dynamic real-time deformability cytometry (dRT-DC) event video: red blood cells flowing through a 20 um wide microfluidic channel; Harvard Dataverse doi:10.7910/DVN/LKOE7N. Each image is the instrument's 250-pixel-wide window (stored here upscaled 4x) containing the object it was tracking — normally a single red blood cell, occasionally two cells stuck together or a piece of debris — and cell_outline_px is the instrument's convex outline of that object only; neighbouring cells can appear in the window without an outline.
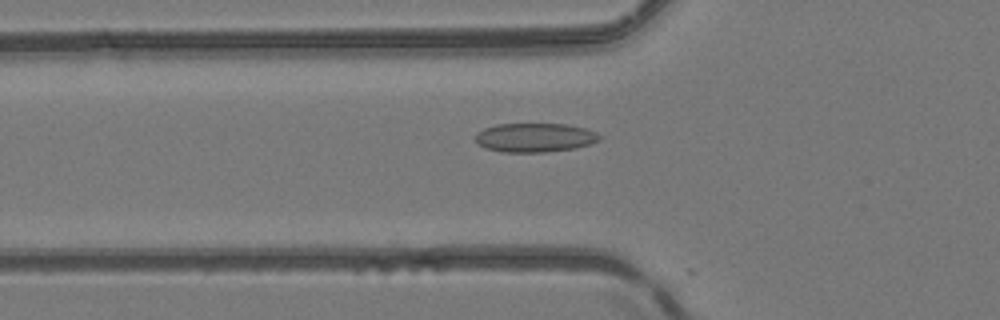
{"species": "common noctule bat (a hibernating species)", "species_latin": "Nyctalus noctula", "temperature_condition": "room temperature", "stored_images_in_passage": 6, "camera_frame_rate_fps": 3000, "um_per_image_px": 0.085, "animal": {"sex": "female", "body_mass_g": 24.6, "forearm_length_mm": 56.2}, "frame": {"image": 1, "passage_image": 4, "time_ms": 1.0, "image_size_px": [1000, 320], "cell_outline_px": [[600, 140], [576, 148], [544, 152], [500, 152], [484, 148], [476, 140], [476, 132], [484, 128], [496, 124], [564, 124], [584, 128], [596, 132], [600, 136]], "centroid_in_image_um": [45.43, 11.69], "position_along_channel_um": 80.4, "area_um2": 20.92}}